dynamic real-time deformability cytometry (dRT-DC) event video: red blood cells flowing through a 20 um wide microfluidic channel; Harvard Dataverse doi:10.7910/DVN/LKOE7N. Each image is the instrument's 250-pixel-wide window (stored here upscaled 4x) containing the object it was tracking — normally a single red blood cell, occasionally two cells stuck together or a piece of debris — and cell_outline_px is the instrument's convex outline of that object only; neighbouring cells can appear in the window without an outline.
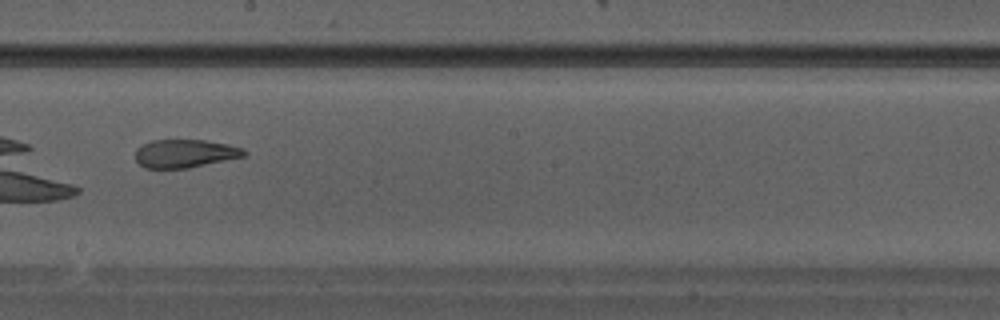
{"species": "Egyptian fruit bat (a non-hibernating species)", "species_latin": "Rousettus aegyptiacus", "temperature_condition": "warm", "stored_images_in_passage": 26, "camera_frame_rate_fps": 3000, "um_per_image_px": 0.085, "animal": {"sex": "male"}, "frame": {"image": 1, "passage_image": 15, "time_ms": 4.667, "image_size_px": [1000, 320], "cell_outline_px": [[248, 152], [244, 156], [188, 168], [144, 168], [136, 160], [136, 148], [152, 140], [204, 140], [228, 144], [244, 148]], "centroid_in_image_um": [15.73, 13.04], "position_along_channel_um": 232.5, "area_um2": 17.8}}